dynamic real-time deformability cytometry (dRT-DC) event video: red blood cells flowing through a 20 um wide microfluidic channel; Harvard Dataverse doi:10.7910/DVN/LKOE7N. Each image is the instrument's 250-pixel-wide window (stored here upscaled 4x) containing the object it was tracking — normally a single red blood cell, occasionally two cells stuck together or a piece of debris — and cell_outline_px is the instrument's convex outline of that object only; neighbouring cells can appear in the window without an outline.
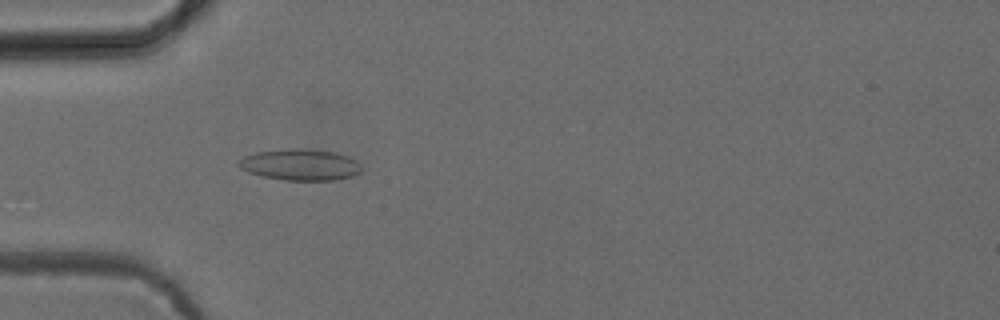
{"species": "common noctule bat (a hibernating species)", "species_latin": "Nyctalus noctula", "temperature_condition": "cold", "stored_images_in_passage": 4, "camera_frame_rate_fps": 3000, "um_per_image_px": 0.085, "animal": {"sex": "female", "body_mass_g": 24.6, "forearm_length_mm": 56.2}, "frame": {"image": 1, "passage_image": 4, "time_ms": 3.667, "image_size_px": [1000, 320], "cell_outline_px": [[360, 172], [352, 176], [332, 180], [284, 180], [260, 176], [248, 172], [240, 168], [236, 164], [244, 156], [256, 152], [288, 148], [308, 148], [332, 152], [348, 156], [356, 160], [360, 164]], "centroid_in_image_um": [25.49, 13.99], "position_along_channel_um": 59.5, "area_um2": 22.48}}